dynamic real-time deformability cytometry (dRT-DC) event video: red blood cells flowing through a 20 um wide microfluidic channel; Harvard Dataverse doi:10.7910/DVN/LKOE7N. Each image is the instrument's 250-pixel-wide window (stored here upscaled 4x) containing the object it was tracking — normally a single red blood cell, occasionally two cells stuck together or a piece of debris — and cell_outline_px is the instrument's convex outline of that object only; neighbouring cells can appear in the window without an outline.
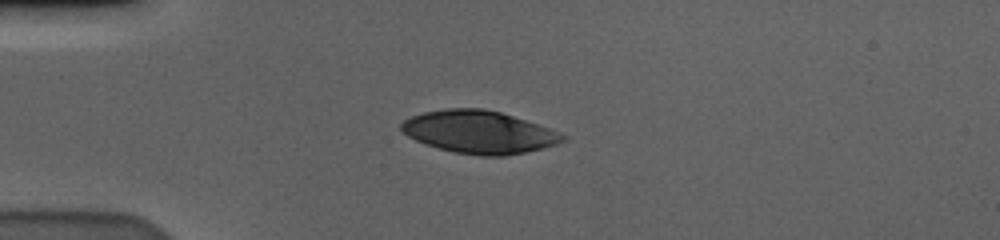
{"species": "human", "species_latin": "Homo sapiens", "temperature_condition": "cold", "stored_images_in_passage": 43, "camera_frame_rate_fps": 3000, "um_per_image_px": 0.085, "donor": {"sex": "male"}, "frame": {"image": 1, "passage_image": 1, "time_ms": 0.0, "image_size_px": [1000, 240], "cell_outline_px": [[568, 136], [564, 140], [556, 144], [524, 152], [504, 156], [480, 156], [456, 152], [424, 144], [408, 136], [400, 128], [400, 124], [404, 120], [412, 116], [424, 112], [444, 108], [484, 108], [500, 112], [560, 132]], "centroid_in_image_um": [40.69, 11.22], "position_along_channel_um": 44.3, "area_um2": 39.77}}
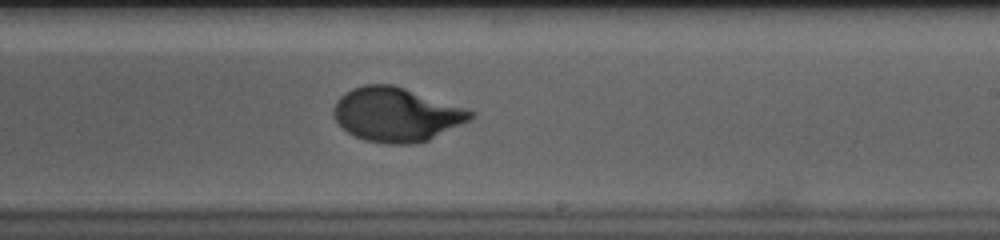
{"frame": {"image": 2, "passage_image": 21, "time_ms": 6.667, "image_size_px": [1000, 240], "cell_outline_px": [[476, 116], [428, 140], [412, 144], [384, 144], [364, 140], [348, 132], [336, 120], [332, 112], [332, 108], [336, 100], [344, 92], [352, 88], [364, 84], [392, 84], [476, 112]], "centroid_in_image_um": [33.63, 9.73], "position_along_channel_um": 255.4, "area_um2": 42.77}}
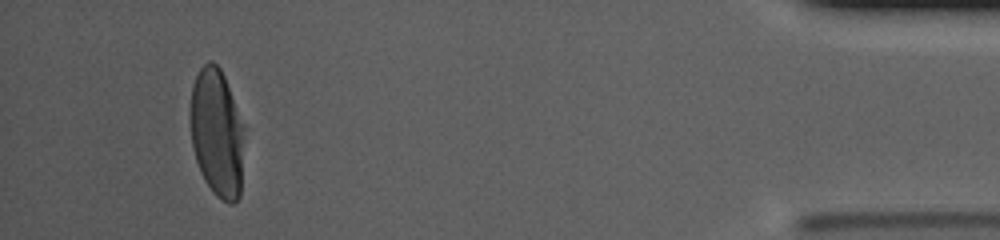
{"frame": {"image": 3, "passage_image": 40, "time_ms": 13.0, "image_size_px": [1000, 240], "cell_outline_px": [[244, 128], [240, 196], [232, 204], [228, 204], [216, 196], [212, 192], [204, 180], [200, 172], [196, 160], [192, 144], [192, 88], [196, 76], [200, 68], [208, 60], [212, 60], [220, 68], [224, 76], [244, 124]], "centroid_in_image_um": [18.46, 11.32], "position_along_channel_um": 416.7, "area_um2": 40.0}, "authors_computed_cell_mechanics": {"area_um2": 42.194, "velocity_mm_per_s": 3.5659, "shape_relaxation_time_tau1_ms": 3.4026, "shape_relaxation_time_tau2_ms": null, "deformation_change_tau1": 0.1974, "deformation_change_tau2": null}}